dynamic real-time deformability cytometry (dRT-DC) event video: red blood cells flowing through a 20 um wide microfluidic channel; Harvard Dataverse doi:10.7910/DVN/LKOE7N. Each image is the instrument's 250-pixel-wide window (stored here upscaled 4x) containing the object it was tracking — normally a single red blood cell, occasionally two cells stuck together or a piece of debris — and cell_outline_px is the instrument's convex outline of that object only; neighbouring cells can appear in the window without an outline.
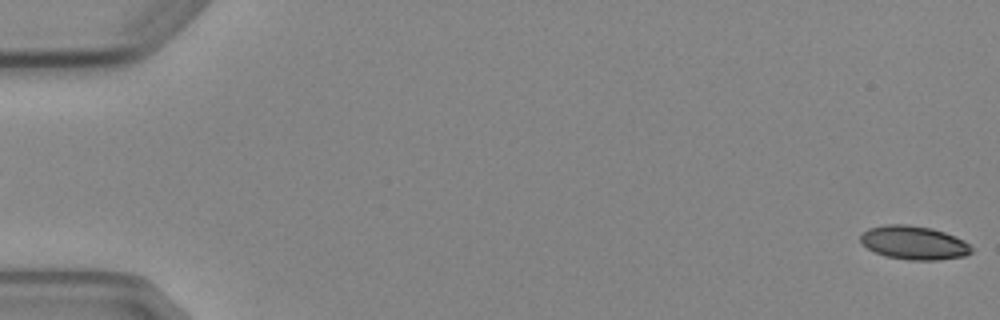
{"species": "Egyptian fruit bat (a non-hibernating species)", "species_latin": "Rousettus aegyptiacus", "temperature_condition": "cold", "stored_images_in_passage": 5, "segment_of_instrument_passage": [2, 2], "camera_frame_rate_fps": 3000, "um_per_image_px": 0.085, "animal": {"sex": "female"}, "frame": {"image": 1, "passage_image": 5, "time_ms": 5.667, "image_size_px": [1000, 320], "cell_outline_px": [[972, 252], [964, 256], [940, 260], [908, 260], [884, 256], [860, 244], [860, 232], [868, 228], [884, 224], [908, 224], [932, 228], [944, 232], [964, 240], [972, 248]], "centroid_in_image_um": [77.64, 20.62], "position_along_channel_um": 7.4, "area_um2": 22.02}}